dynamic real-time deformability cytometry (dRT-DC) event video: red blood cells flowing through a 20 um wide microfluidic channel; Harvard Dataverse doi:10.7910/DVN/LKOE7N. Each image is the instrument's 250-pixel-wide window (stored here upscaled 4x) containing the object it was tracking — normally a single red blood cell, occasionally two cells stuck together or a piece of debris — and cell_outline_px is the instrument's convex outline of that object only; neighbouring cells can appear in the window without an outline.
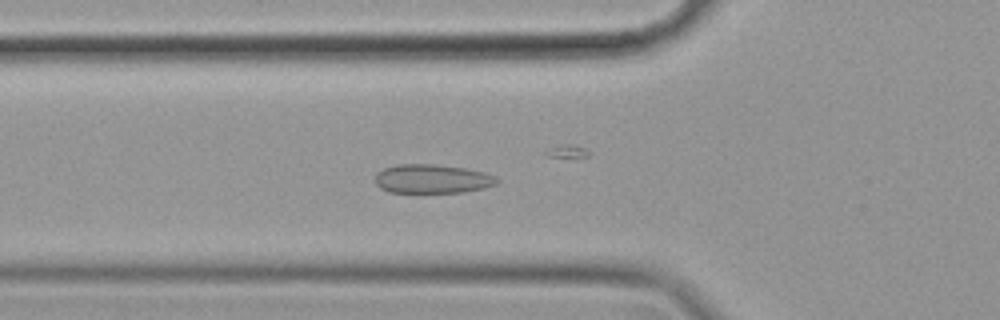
{"species": "common noctule bat (a hibernating species)", "species_latin": "Nyctalus noctula", "temperature_condition": "cold", "stored_images_in_passage": 43, "camera_frame_rate_fps": 3000, "um_per_image_px": 0.085, "animal": {"sex": "female", "body_mass_g": 19.9}, "frame": {"image": 1, "passage_image": 4, "time_ms": 1.0, "image_size_px": [1000, 320], "cell_outline_px": [[500, 180], [496, 184], [484, 188], [460, 192], [388, 192], [380, 188], [376, 184], [376, 172], [384, 168], [396, 164], [436, 164], [464, 168], [484, 172], [496, 176]], "centroid_in_image_um": [36.73, 15.19], "position_along_channel_um": 89.1, "area_um2": 20.58}}
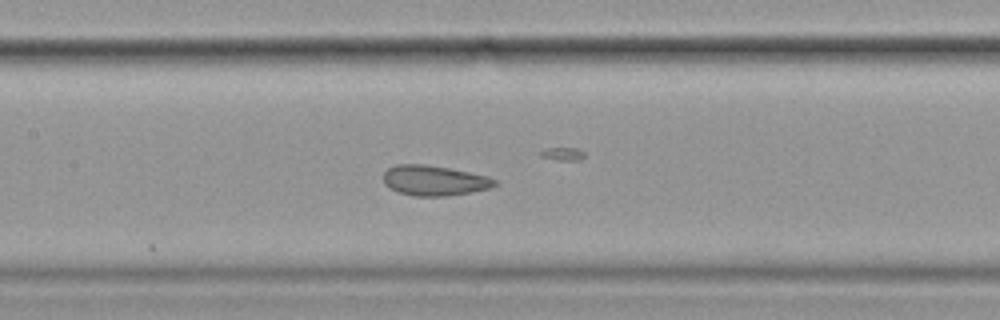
{"frame": {"image": 2, "passage_image": 11, "time_ms": 3.333, "image_size_px": [1000, 320], "cell_outline_px": [[500, 184], [492, 188], [472, 192], [448, 196], [412, 196], [396, 192], [388, 188], [384, 184], [384, 172], [388, 168], [396, 164], [424, 164], [448, 168], [488, 176], [496, 180]], "centroid_in_image_um": [36.92, 15.36], "position_along_channel_um": 170.5, "area_um2": 19.88}}
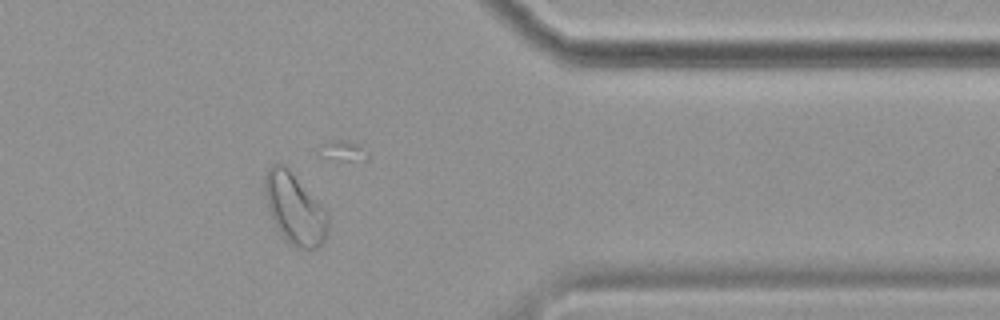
{"frame": {"image": 3, "passage_image": 31, "time_ms": 10.0, "image_size_px": [1000, 320], "cell_outline_px": [[328, 224], [324, 240], [316, 248], [300, 248], [284, 240], [276, 228], [268, 212], [264, 192], [264, 176], [268, 168], [272, 164], [284, 164], [288, 168], [328, 212]], "centroid_in_image_um": [25.01, 17.73], "position_along_channel_um": 386.4, "area_um2": 26.07}, "authors_computed_cell_mechanics": {"area_um2": 20.3456, "velocity_mm_per_s": 3.4837, "shape_relaxation_time_tau1_ms": null, "shape_relaxation_time_tau2_ms": 1.127, "deformation_change_tau1": null, "deformation_change_tau2": 0.0607}}